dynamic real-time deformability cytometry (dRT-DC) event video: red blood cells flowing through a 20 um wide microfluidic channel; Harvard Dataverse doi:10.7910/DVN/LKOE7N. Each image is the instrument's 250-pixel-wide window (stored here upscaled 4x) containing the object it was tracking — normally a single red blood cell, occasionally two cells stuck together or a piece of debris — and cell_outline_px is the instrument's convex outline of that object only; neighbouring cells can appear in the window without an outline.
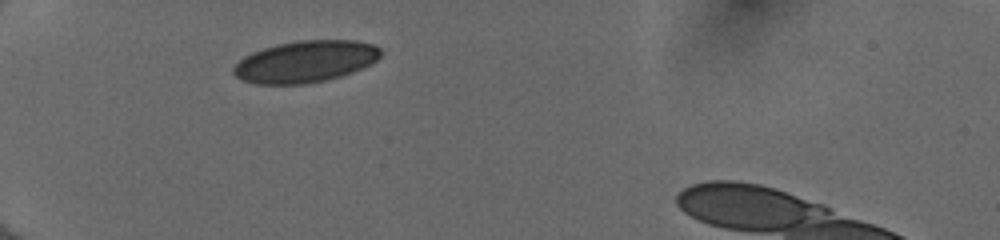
{"species": "human", "species_latin": "Homo sapiens", "temperature_condition": "cold", "stored_images_in_passage": 35, "camera_frame_rate_fps": 3000, "um_per_image_px": 0.085, "donor": {"sex": "female"}, "frame": {"image": 1, "passage_image": 1, "time_ms": 0.0, "image_size_px": [1000, 240], "cell_outline_px": [[380, 56], [376, 60], [352, 72], [340, 76], [324, 80], [304, 84], [256, 84], [244, 80], [236, 76], [232, 72], [232, 68], [244, 56], [252, 52], [276, 44], [296, 40], [356, 40], [372, 44], [380, 48]], "centroid_in_image_um": [25.93, 5.22], "position_along_channel_um": 59.1, "area_um2": 35.55}}
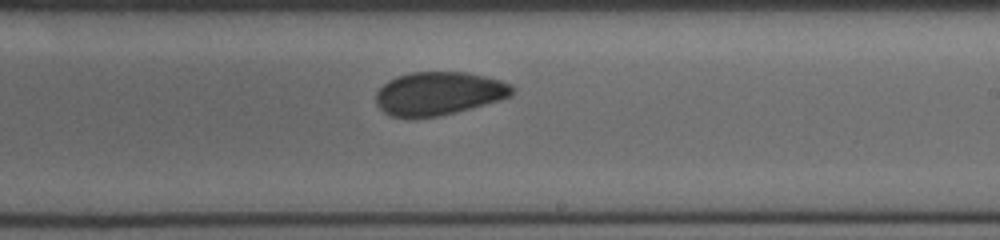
{"frame": {"image": 2, "passage_image": 17, "time_ms": 5.333, "image_size_px": [1000, 240], "cell_outline_px": [[516, 88], [512, 96], [500, 100], [456, 112], [440, 116], [412, 120], [392, 116], [384, 112], [376, 104], [376, 92], [388, 80], [396, 76], [408, 72], [468, 72], [500, 80], [512, 84]], "centroid_in_image_um": [37.29, 7.96], "position_along_channel_um": 251.7, "area_um2": 35.03}}
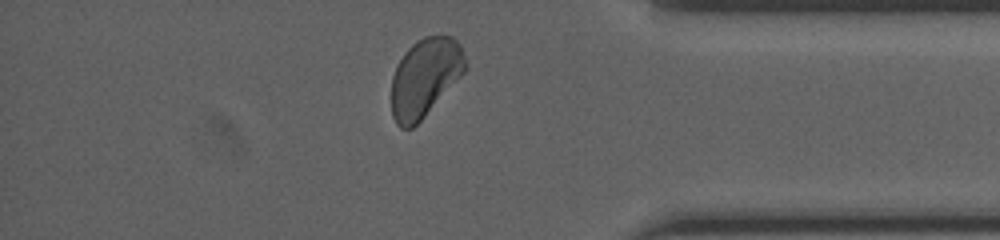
{"frame": {"image": 3, "passage_image": 29, "time_ms": 9.333, "image_size_px": [1000, 240], "cell_outline_px": [[468, 68], [424, 116], [412, 128], [400, 128], [396, 124], [392, 116], [392, 76], [396, 64], [404, 52], [416, 40], [424, 36], [452, 36], [460, 44], [468, 64]], "centroid_in_image_um": [36.12, 6.56], "position_along_channel_um": 399.1, "area_um2": 33.76}, "authors_computed_cell_mechanics": {"area_um2": 35.0268, "velocity_mm_per_s": 4.0173, "shape_relaxation_time_tau1_ms": null, "shape_relaxation_time_tau2_ms": 3.6011, "deformation_change_tau1": null, "deformation_change_tau2": 0.0692}}